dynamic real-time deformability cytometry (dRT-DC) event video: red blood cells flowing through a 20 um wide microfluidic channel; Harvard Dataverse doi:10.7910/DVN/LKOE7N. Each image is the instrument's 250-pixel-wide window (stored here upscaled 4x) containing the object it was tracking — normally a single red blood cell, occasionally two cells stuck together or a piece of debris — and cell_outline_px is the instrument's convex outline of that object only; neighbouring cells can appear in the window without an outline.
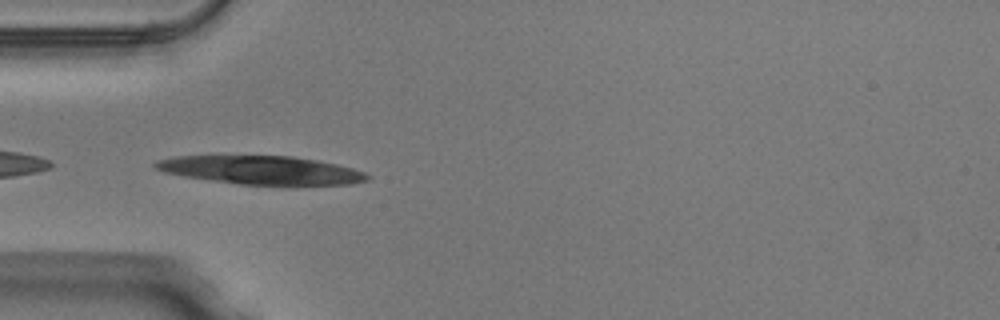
{"species": "Egyptian fruit bat (a non-hibernating species)", "species_latin": "Rousettus aegyptiacus", "temperature_condition": "warm", "stored_images_in_passage": 44, "camera_frame_rate_fps": 3000, "um_per_image_px": 0.085, "animal": {"sex": "male"}, "frame": {"image": 1, "passage_image": 10, "time_ms": 3.0, "image_size_px": [1000, 320], "cell_outline_px": [[372, 176], [368, 180], [352, 184], [288, 188], [240, 184], [184, 176], [164, 172], [152, 168], [152, 164], [156, 160], [176, 156], [292, 156], [316, 160], [336, 164], [352, 168], [364, 172]], "centroid_in_image_um": [22.3, 14.51], "position_along_channel_um": 62.7, "area_um2": 36.36}}
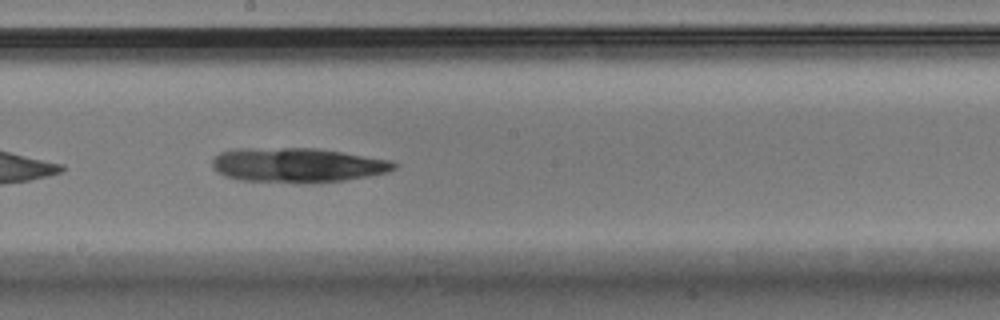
{"frame": {"image": 2, "passage_image": 22, "time_ms": 7.0, "image_size_px": [1000, 320], "cell_outline_px": [[396, 168], [388, 172], [368, 176], [344, 180], [236, 180], [224, 176], [216, 172], [212, 164], [212, 160], [220, 152], [236, 148], [316, 148], [392, 160], [396, 164]], "centroid_in_image_um": [25.25, 13.99], "position_along_channel_um": 222.9, "area_um2": 35.49}}
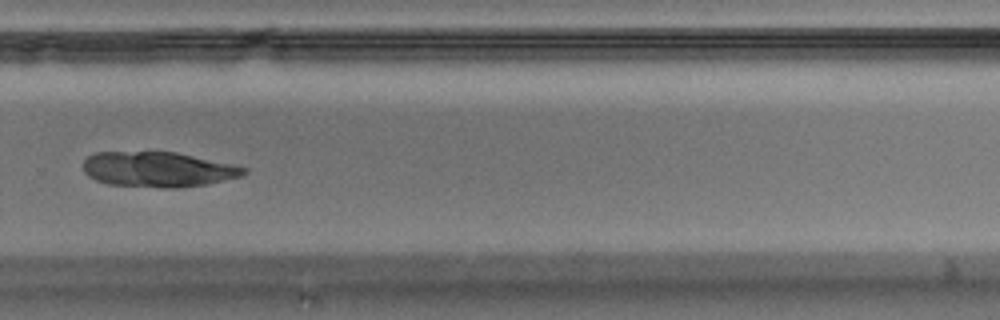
{"frame": {"image": 3, "passage_image": 29, "time_ms": 9.333, "image_size_px": [1000, 320], "cell_outline_px": [[248, 172], [240, 176], [204, 184], [176, 188], [164, 188], [108, 184], [96, 180], [88, 176], [84, 172], [84, 160], [88, 156], [96, 152], [176, 152], [232, 164], [248, 168]], "centroid_in_image_um": [13.41, 14.4], "position_along_channel_um": 316.4, "area_um2": 32.71}}